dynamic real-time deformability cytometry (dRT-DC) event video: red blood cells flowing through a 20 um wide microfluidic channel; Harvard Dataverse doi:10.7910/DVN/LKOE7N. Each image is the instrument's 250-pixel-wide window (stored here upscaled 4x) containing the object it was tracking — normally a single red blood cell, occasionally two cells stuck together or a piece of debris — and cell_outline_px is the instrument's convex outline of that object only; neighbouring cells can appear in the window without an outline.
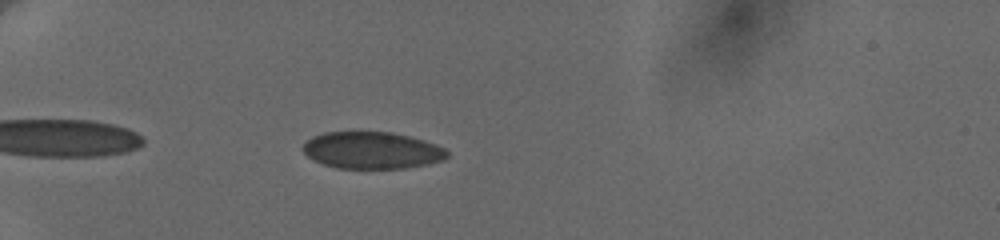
{"species": "human", "species_latin": "Homo sapiens", "temperature_condition": "cold", "stored_images_in_passage": 45, "camera_frame_rate_fps": 3000, "um_per_image_px": 0.085, "donor": {"sex": "female"}, "frame": {"image": 1, "passage_image": 15, "time_ms": 6.0, "image_size_px": [1000, 240], "cell_outline_px": [[448, 156], [444, 160], [428, 164], [404, 168], [336, 168], [324, 164], [308, 156], [300, 148], [312, 136], [324, 132], [392, 132], [424, 140], [436, 144], [444, 148], [448, 152]], "centroid_in_image_um": [31.63, 12.77], "position_along_channel_um": 53.4, "area_um2": 30.98}}
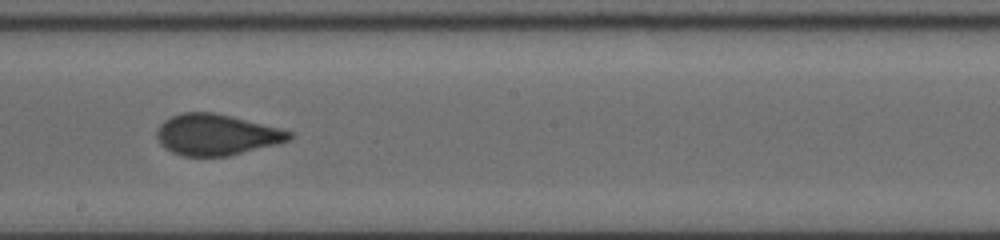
{"frame": {"image": 2, "passage_image": 30, "time_ms": 11.667, "image_size_px": [1000, 240], "cell_outline_px": [[292, 136], [288, 140], [228, 156], [184, 156], [172, 152], [164, 148], [160, 144], [156, 136], [156, 132], [160, 124], [164, 120], [172, 116], [184, 112], [212, 112], [232, 116], [280, 128], [292, 132]], "centroid_in_image_um": [18.34, 11.44], "position_along_channel_um": 229.9, "area_um2": 31.39}}
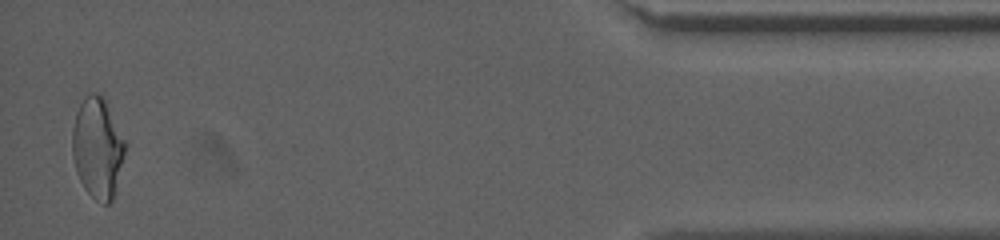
{"frame": {"image": 3, "passage_image": 45, "time_ms": 18.667, "image_size_px": [1000, 240], "cell_outline_px": [[124, 152], [112, 200], [108, 204], [104, 204], [96, 200], [84, 188], [76, 172], [72, 156], [72, 128], [76, 112], [84, 96], [88, 92], [96, 92], [104, 96], [124, 140]], "centroid_in_image_um": [8.25, 12.52], "position_along_channel_um": 427.0, "area_um2": 30.63}, "authors_computed_cell_mechanics": {"area_um2": 32.2524, "velocity_mm_per_s": 3.67, "shape_relaxation_time_tau1_ms": 8.5561, "shape_relaxation_time_tau2_ms": null, "deformation_change_tau1": 0.1484, "deformation_change_tau2": null}}